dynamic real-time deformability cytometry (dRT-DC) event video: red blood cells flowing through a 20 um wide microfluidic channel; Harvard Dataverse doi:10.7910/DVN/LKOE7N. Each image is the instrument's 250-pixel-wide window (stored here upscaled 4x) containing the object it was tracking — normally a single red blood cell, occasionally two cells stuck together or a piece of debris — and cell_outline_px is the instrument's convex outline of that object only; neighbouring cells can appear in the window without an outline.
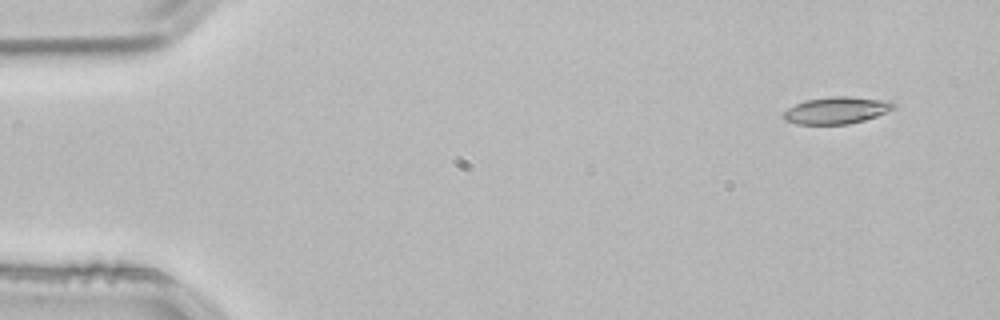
{"species": "common noctule bat (a hibernating species)", "species_latin": "Nyctalus noctula", "temperature_condition": "room temperature", "stored_images_in_passage": 50, "camera_frame_rate_fps": 3000, "um_per_image_px": 0.085, "animal": {"sex": "male", "body_mass_g": 21.5, "forearm_length_mm": 52.0}, "frame": {"image": 1, "passage_image": 1, "time_ms": 0.0, "image_size_px": [1000, 320], "cell_outline_px": [[896, 108], [876, 116], [864, 120], [848, 124], [796, 124], [784, 120], [780, 116], [788, 108], [804, 100], [832, 96], [848, 96], [888, 100], [896, 104]], "centroid_in_image_um": [71.09, 9.37], "position_along_channel_um": 13.9, "area_um2": 17.46}}
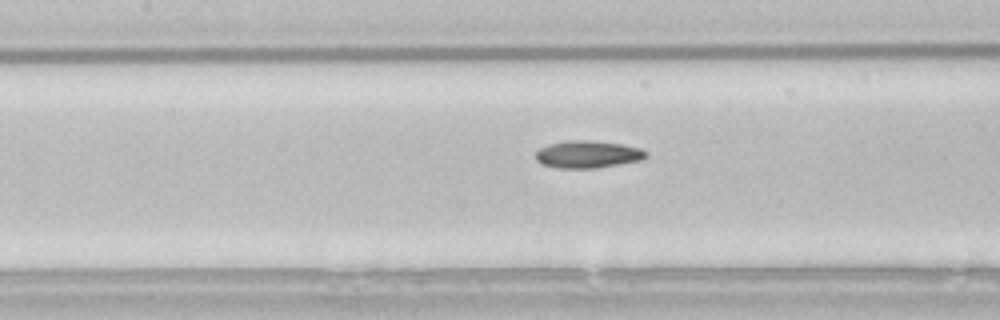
{"frame": {"image": 2, "passage_image": 21, "time_ms": 6.667, "image_size_px": [1000, 320], "cell_outline_px": [[648, 156], [640, 160], [596, 168], [556, 168], [544, 164], [536, 160], [536, 152], [540, 148], [548, 144], [568, 140], [588, 140], [620, 144], [640, 148], [648, 152]], "centroid_in_image_um": [49.95, 13.11], "position_along_channel_um": 157.4, "area_um2": 17.46}}
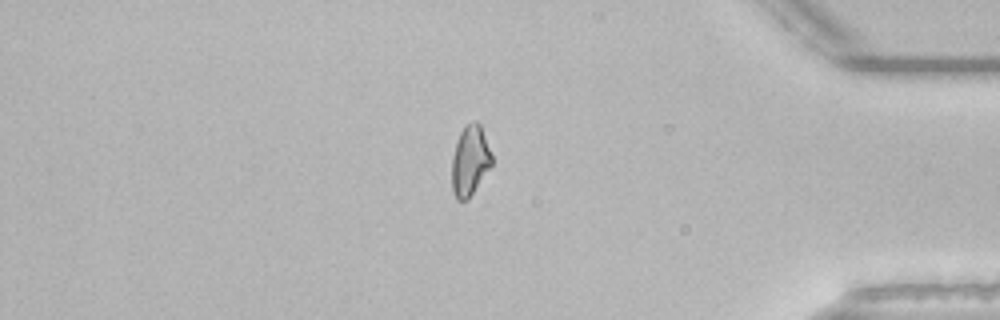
{"frame": {"image": 3, "passage_image": 42, "time_ms": 13.667, "image_size_px": [1000, 320], "cell_outline_px": [[492, 164], [468, 200], [456, 200], [452, 192], [452, 156], [456, 140], [464, 124], [472, 120], [476, 120], [480, 124], [492, 156]], "centroid_in_image_um": [39.92, 13.64], "position_along_channel_um": 395.3, "area_um2": 16.47}, "authors_computed_cell_mechanics": {"area_um2": 16.8198, "velocity_mm_per_s": 3.8454, "shape_relaxation_time_tau1_ms": null, "shape_relaxation_time_tau2_ms": 11.0331, "deformation_change_tau1": null, "deformation_change_tau2": 0.1975}}